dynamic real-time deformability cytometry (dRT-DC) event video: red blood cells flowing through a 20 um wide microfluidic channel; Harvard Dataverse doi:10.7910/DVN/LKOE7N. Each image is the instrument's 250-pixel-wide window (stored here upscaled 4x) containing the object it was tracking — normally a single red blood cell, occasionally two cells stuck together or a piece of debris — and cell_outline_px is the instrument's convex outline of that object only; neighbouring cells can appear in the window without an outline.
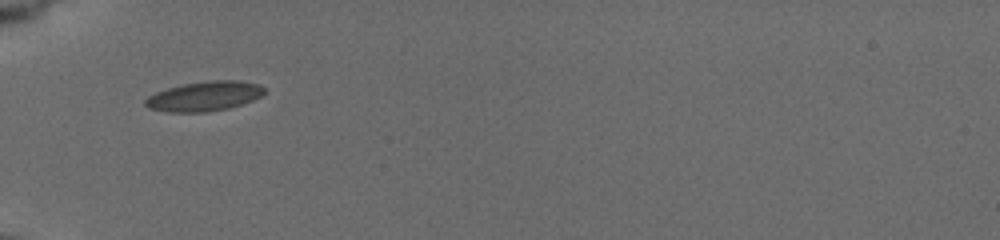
{"species": "common noctule bat (a hibernating species)", "species_latin": "Nyctalus noctula", "temperature_condition": "cold", "stored_images_in_passage": 2, "camera_frame_rate_fps": 3000, "um_per_image_px": 0.085, "animal": {"sex": "female", "body_mass_g": 19.5, "forearm_length_mm": 54.1}, "frame": {"image": 1, "passage_image": 1, "time_ms": 0.0, "image_size_px": [1000, 240], "cell_outline_px": [[264, 92], [260, 96], [252, 100], [228, 108], [204, 112], [168, 112], [148, 108], [144, 104], [144, 100], [148, 96], [156, 92], [168, 88], [184, 84], [212, 80], [240, 80], [260, 84], [264, 88]], "centroid_in_image_um": [17.35, 8.17], "position_along_channel_um": 67.6, "area_um2": 20.46}}